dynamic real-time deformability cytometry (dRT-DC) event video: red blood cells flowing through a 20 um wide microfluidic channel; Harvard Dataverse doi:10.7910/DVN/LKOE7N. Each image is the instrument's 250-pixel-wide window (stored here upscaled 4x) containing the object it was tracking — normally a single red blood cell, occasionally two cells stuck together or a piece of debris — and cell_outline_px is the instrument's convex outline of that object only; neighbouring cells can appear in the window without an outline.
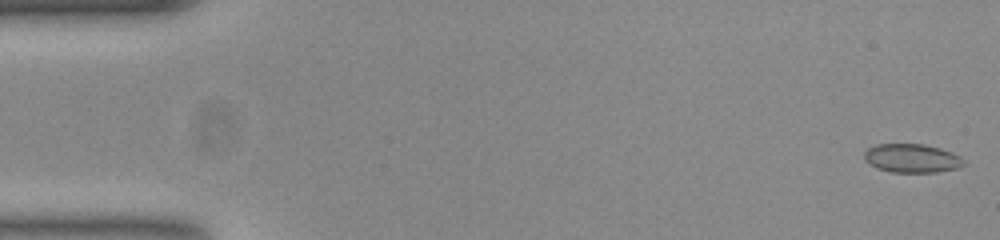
{"species": "common noctule bat (a hibernating species)", "species_latin": "Nyctalus noctula", "temperature_condition": "room temperature", "stored_images_in_passage": 50, "camera_frame_rate_fps": 3000, "um_per_image_px": 0.085, "animal": {"sex": "female", "body_mass_g": 23.0, "forearm_length_mm": 53.4}, "frame": {"image": 1, "passage_image": 1, "time_ms": 0.0, "image_size_px": [1000, 240], "cell_outline_px": [[968, 164], [956, 168], [936, 172], [892, 172], [876, 168], [864, 160], [864, 152], [868, 148], [876, 144], [924, 144], [940, 148], [952, 152], [960, 156]], "centroid_in_image_um": [77.52, 13.45], "position_along_channel_um": 7.5, "area_um2": 16.76}}
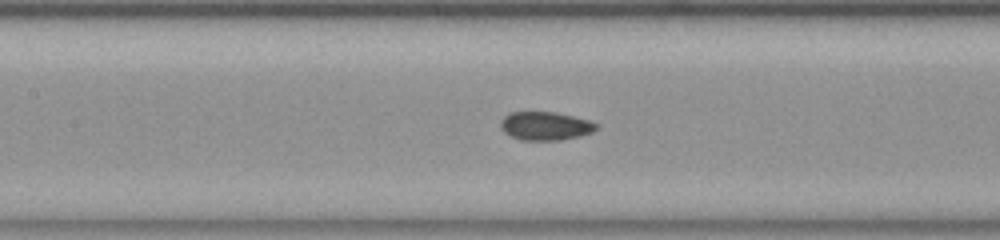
{"frame": {"image": 2, "passage_image": 24, "time_ms": 7.667, "image_size_px": [1000, 240], "cell_outline_px": [[596, 128], [592, 132], [560, 140], [524, 140], [512, 136], [504, 132], [500, 128], [500, 120], [508, 112], [556, 112], [588, 120], [596, 124]], "centroid_in_image_um": [46.29, 10.69], "position_along_channel_um": 161.1, "area_um2": 15.66}}
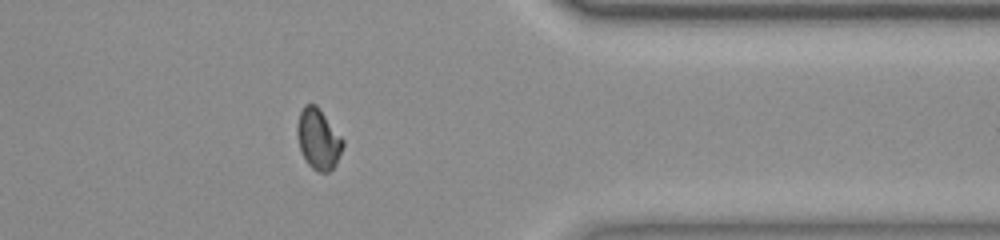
{"frame": {"image": 3, "passage_image": 43, "time_ms": 14.0, "image_size_px": [1000, 240], "cell_outline_px": [[344, 144], [336, 164], [328, 172], [316, 172], [308, 164], [300, 152], [296, 136], [296, 124], [300, 112], [304, 104], [316, 104], [320, 108], [344, 140]], "centroid_in_image_um": [27.03, 11.81], "position_along_channel_um": 384.4, "area_um2": 16.42}, "authors_computed_cell_mechanics": {"area_um2": 16.2129, "velocity_mm_per_s": 3.776, "shape_relaxation_time_tau1_ms": null, "shape_relaxation_time_tau2_ms": 1.4842, "deformation_change_tau1": null, "deformation_change_tau2": 0.0604}}